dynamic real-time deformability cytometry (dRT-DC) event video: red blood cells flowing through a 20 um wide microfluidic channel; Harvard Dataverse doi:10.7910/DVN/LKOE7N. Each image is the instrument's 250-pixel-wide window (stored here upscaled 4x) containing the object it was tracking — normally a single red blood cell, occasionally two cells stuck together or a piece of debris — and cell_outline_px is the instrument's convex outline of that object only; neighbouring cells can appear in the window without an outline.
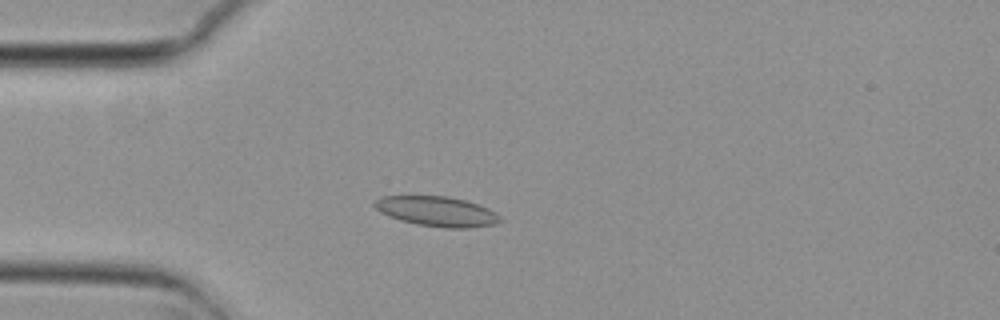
{"species": "common noctule bat (a hibernating species)", "species_latin": "Nyctalus noctula", "temperature_condition": "cold", "stored_images_in_passage": 33, "camera_frame_rate_fps": 3000, "um_per_image_px": 0.085, "animal": {"sex": "female", "body_mass_g": 29.2, "forearm_length_mm": 56.3}, "frame": {"image": 1, "passage_image": 1, "time_ms": 0.0, "image_size_px": [1000, 320], "cell_outline_px": [[500, 220], [496, 224], [468, 228], [444, 228], [416, 224], [400, 220], [388, 216], [380, 212], [372, 204], [380, 196], [448, 196], [464, 200], [488, 208], [496, 212], [500, 216]], "centroid_in_image_um": [37.12, 17.97], "position_along_channel_um": 47.9, "area_um2": 21.91}}
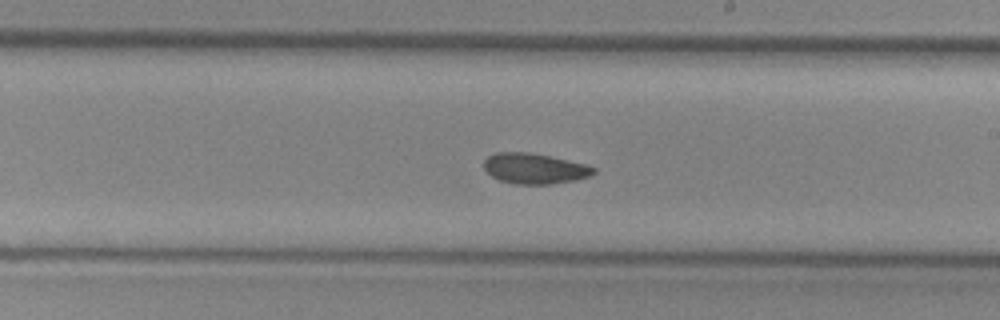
{"frame": {"image": 2, "passage_image": 18, "time_ms": 5.667, "image_size_px": [1000, 320], "cell_outline_px": [[596, 172], [592, 176], [576, 180], [552, 184], [512, 184], [500, 180], [492, 176], [484, 168], [484, 160], [488, 156], [496, 152], [528, 152], [588, 164], [596, 168]], "centroid_in_image_um": [45.47, 14.33], "position_along_channel_um": 243.5, "area_um2": 19.65}}
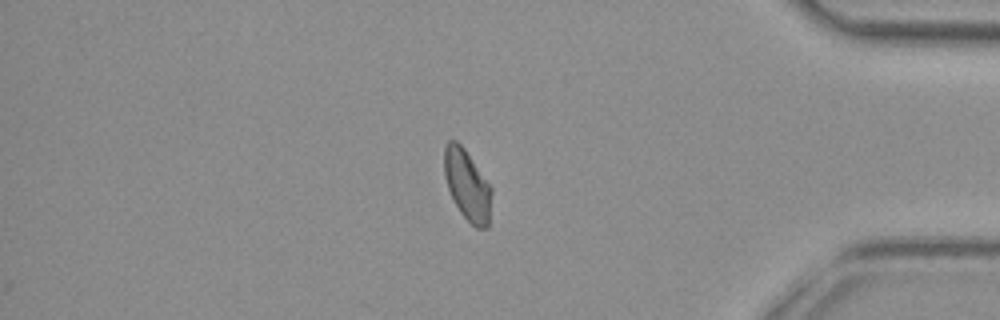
{"frame": {"image": 3, "passage_image": 33, "time_ms": 10.667, "image_size_px": [1000, 320], "cell_outline_px": [[492, 192], [488, 228], [476, 228], [460, 212], [448, 188], [444, 176], [444, 148], [448, 140], [456, 140], [464, 148], [492, 188]], "centroid_in_image_um": [39.71, 15.73], "position_along_channel_um": 395.5, "area_um2": 19.31}, "authors_computed_cell_mechanics": {"area_um2": 19.8254, "velocity_mm_per_s": 3.7, "shape_relaxation_time_tau1_ms": null, "shape_relaxation_time_tau2_ms": 2.8051, "deformation_change_tau1": null, "deformation_change_tau2": 0.0627}}